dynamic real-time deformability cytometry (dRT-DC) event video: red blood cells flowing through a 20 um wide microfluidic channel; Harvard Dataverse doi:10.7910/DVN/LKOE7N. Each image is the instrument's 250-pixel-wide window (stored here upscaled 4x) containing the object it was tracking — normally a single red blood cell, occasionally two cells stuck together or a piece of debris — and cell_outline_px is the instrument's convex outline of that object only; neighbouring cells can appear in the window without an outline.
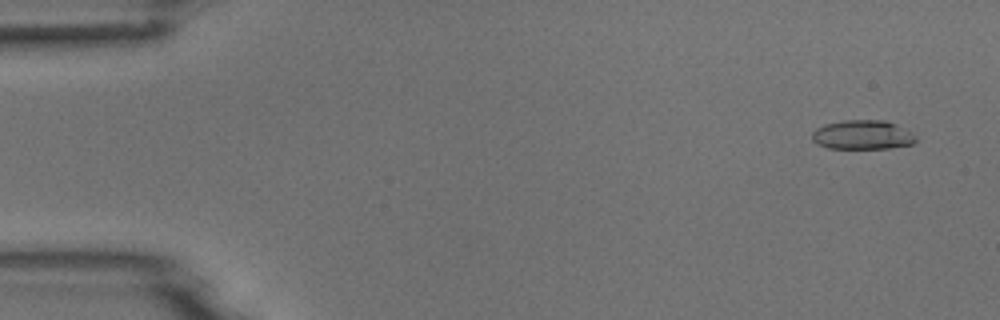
{"species": "common noctule bat (a hibernating species)", "species_latin": "Nyctalus noctula", "temperature_condition": "room temperature", "stored_images_in_passage": 4, "camera_frame_rate_fps": 3000, "um_per_image_px": 0.085, "animal": {"sex": "male", "body_mass_g": 18.8}, "frame": {"image": 1, "passage_image": 1, "time_ms": 0.0, "image_size_px": [1000, 320], "cell_outline_px": [[916, 140], [912, 144], [892, 148], [828, 148], [816, 144], [812, 140], [812, 132], [816, 128], [824, 124], [844, 120], [884, 120], [896, 124], [916, 136]], "centroid_in_image_um": [73.28, 11.46], "position_along_channel_um": 11.7, "area_um2": 17.69}}
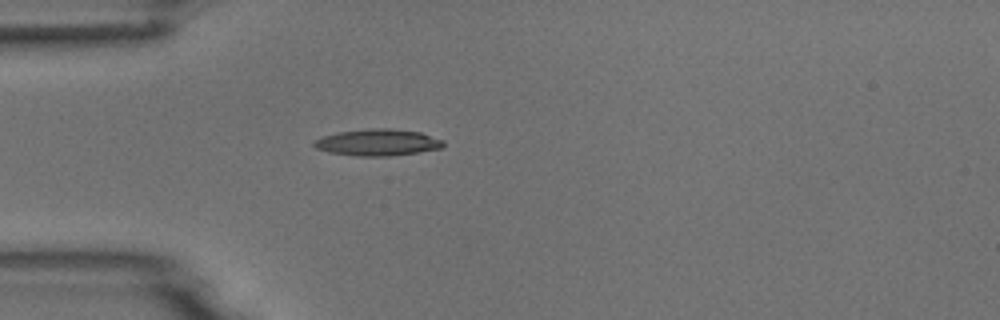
{"frame": {"image": 2, "passage_image": 4, "time_ms": 4.0, "image_size_px": [1000, 320], "cell_outline_px": [[444, 148], [388, 156], [360, 156], [328, 152], [316, 148], [312, 144], [312, 140], [324, 136], [340, 132], [368, 128], [392, 128], [420, 132], [444, 140]], "centroid_in_image_um": [32.11, 12.1], "position_along_channel_um": 52.9, "area_um2": 20.06}}